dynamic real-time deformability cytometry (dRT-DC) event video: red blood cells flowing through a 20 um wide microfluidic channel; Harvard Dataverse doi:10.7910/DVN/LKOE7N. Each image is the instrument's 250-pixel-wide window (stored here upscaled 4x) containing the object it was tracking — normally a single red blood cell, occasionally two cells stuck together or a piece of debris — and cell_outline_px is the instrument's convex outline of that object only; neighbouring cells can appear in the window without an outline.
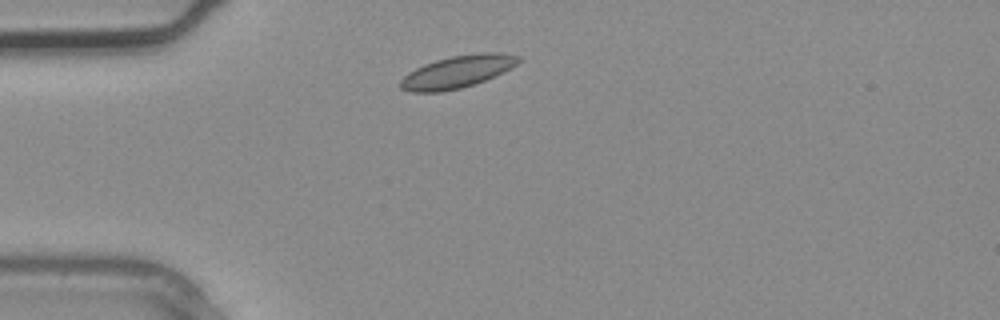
{"species": "common noctule bat (a hibernating species)", "species_latin": "Nyctalus noctula", "temperature_condition": "warm", "stored_images_in_passage": 2, "camera_frame_rate_fps": 3000, "um_per_image_px": 0.085, "animal": {"sex": "male", "body_mass_g": 20.4}, "frame": {"image": 1, "passage_image": 1, "time_ms": 0.0, "image_size_px": [1000, 320], "cell_outline_px": [[520, 60], [516, 64], [504, 72], [484, 80], [460, 88], [440, 92], [412, 92], [400, 88], [396, 84], [408, 72], [424, 64], [436, 60], [452, 56], [480, 52], [496, 52], [520, 56]], "centroid_in_image_um": [38.83, 6.1], "position_along_channel_um": 46.2, "area_um2": 22.14}}